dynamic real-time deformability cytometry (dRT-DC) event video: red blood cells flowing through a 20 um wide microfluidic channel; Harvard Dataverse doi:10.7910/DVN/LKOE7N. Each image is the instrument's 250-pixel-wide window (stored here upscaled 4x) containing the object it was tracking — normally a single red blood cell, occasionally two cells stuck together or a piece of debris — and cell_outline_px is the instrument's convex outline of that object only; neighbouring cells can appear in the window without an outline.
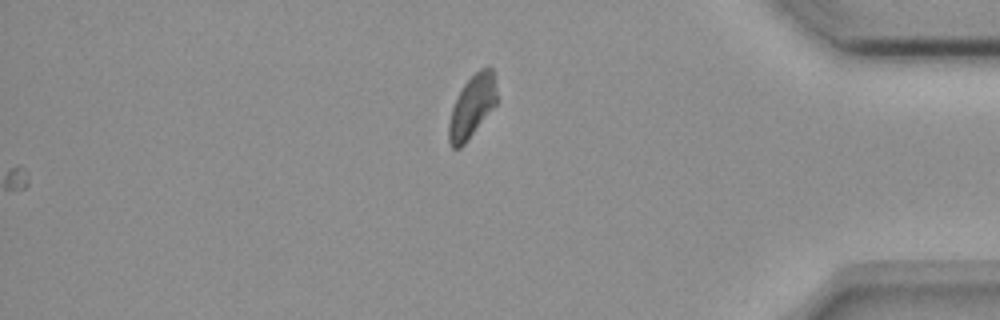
{"species": "common noctule bat (a hibernating species)", "species_latin": "Nyctalus noctula", "temperature_condition": "room temperature", "stored_images_in_passage": 41, "camera_frame_rate_fps": 3000, "um_per_image_px": 0.085, "animal": {"sex": "female", "body_mass_g": 18.4}, "frame": {"image": 1, "passage_image": 41, "time_ms": 13.333, "image_size_px": [1000, 320], "cell_outline_px": [[496, 104], [464, 144], [460, 148], [452, 148], [448, 140], [448, 124], [452, 108], [464, 84], [480, 68], [488, 64], [492, 68], [496, 76]], "centroid_in_image_um": [40.14, 9.01], "position_along_channel_um": 395.1, "area_um2": 17.34}}